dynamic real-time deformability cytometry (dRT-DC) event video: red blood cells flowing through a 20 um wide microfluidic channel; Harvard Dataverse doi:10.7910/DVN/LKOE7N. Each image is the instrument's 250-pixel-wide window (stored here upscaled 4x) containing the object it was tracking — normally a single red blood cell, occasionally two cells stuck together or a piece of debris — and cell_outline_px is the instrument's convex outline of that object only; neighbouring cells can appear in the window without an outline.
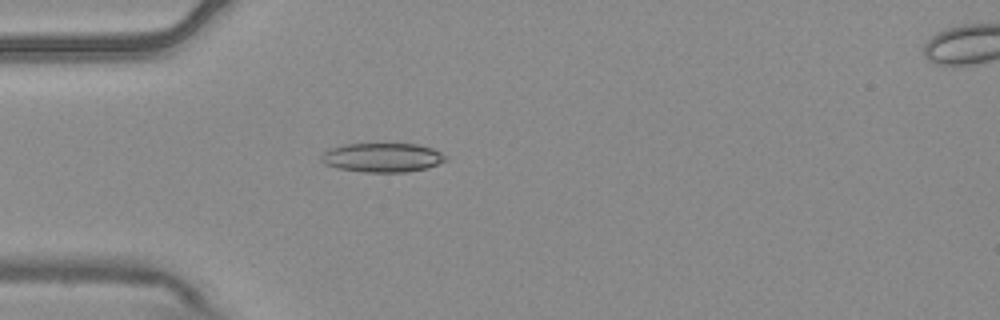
{"species": "common noctule bat (a hibernating species)", "species_latin": "Nyctalus noctula", "temperature_condition": "warm", "stored_images_in_passage": 4, "camera_frame_rate_fps": 3000, "um_per_image_px": 0.085, "animal": {"sex": "male", "body_mass_g": 20.4}, "frame": {"image": 1, "passage_image": 4, "time_ms": 1.0, "image_size_px": [1000, 320], "cell_outline_px": [[448, 160], [428, 168], [408, 172], [364, 172], [336, 168], [324, 164], [320, 160], [320, 156], [324, 152], [332, 148], [344, 144], [416, 144], [432, 148], [448, 156]], "centroid_in_image_um": [32.52, 13.4], "position_along_channel_um": 52.5, "area_um2": 21.27}}